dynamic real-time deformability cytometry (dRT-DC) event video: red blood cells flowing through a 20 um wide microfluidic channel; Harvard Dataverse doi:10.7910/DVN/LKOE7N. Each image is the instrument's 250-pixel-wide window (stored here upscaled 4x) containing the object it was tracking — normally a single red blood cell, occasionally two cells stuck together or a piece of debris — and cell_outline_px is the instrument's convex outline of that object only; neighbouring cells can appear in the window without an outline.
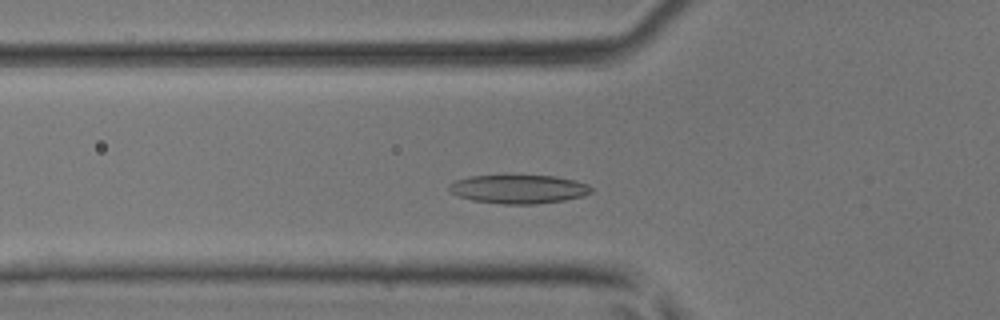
{"species": "common noctule bat (a hibernating species)", "species_latin": "Nyctalus noctula", "temperature_condition": "room temperature", "stored_images_in_passage": 37, "camera_frame_rate_fps": 3000, "um_per_image_px": 0.085, "animal": {"sex": "male", "body_mass_g": 17.9, "forearm_length_mm": 54.2}, "frame": {"image": 1, "passage_image": 7, "time_ms": 2.0, "image_size_px": [1000, 320], "cell_outline_px": [[592, 192], [584, 196], [564, 200], [536, 204], [504, 204], [472, 200], [460, 196], [452, 192], [448, 188], [448, 184], [456, 180], [472, 176], [556, 176], [576, 180], [588, 184], [592, 188]], "centroid_in_image_um": [44.13, 16.08], "position_along_channel_um": 81.7, "area_um2": 23.64}}
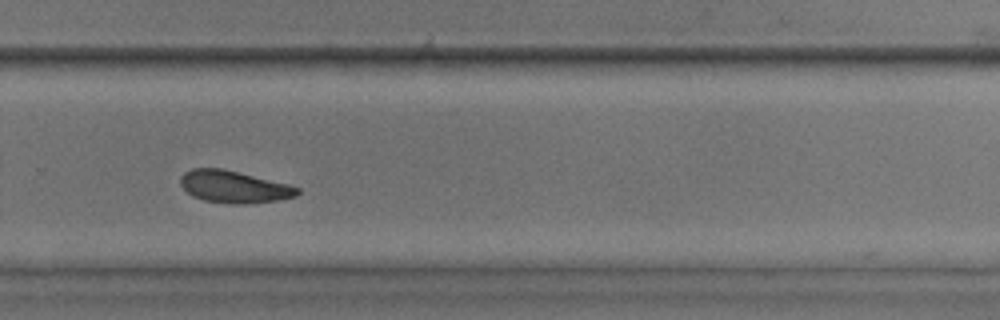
{"frame": {"image": 2, "passage_image": 23, "time_ms": 7.333, "image_size_px": [1000, 320], "cell_outline_px": [[300, 192], [296, 196], [276, 200], [248, 204], [232, 204], [204, 200], [192, 196], [180, 184], [180, 176], [184, 172], [192, 168], [220, 168], [288, 184], [300, 188]], "centroid_in_image_um": [19.86, 15.88], "position_along_channel_um": 309.9, "area_um2": 21.73}}
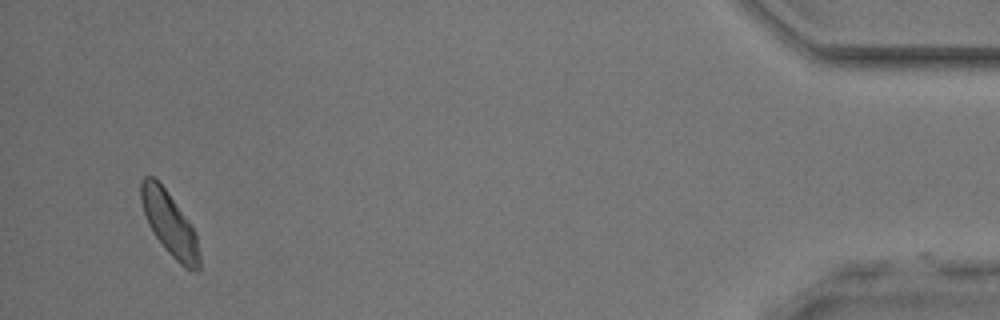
{"frame": {"image": 3, "passage_image": 36, "time_ms": 11.667, "image_size_px": [1000, 320], "cell_outline_px": [[200, 268], [196, 272], [192, 272], [184, 268], [164, 248], [152, 232], [148, 224], [140, 200], [140, 180], [144, 176], [152, 176], [164, 188], [188, 220], [196, 232], [200, 256]], "centroid_in_image_um": [14.42, 19.06], "position_along_channel_um": 420.8, "area_um2": 21.62}}